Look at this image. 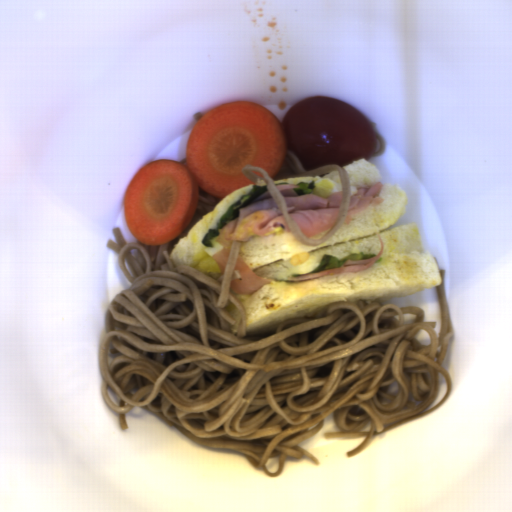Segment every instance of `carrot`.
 Here are the masks:
<instances>
[{
    "mask_svg": "<svg viewBox=\"0 0 512 512\" xmlns=\"http://www.w3.org/2000/svg\"><path fill=\"white\" fill-rule=\"evenodd\" d=\"M252 172H253L255 175H258V176H260V177H263V176H262V174H261V172H258V171H252ZM263 178H264V177H263Z\"/></svg>",
    "mask_w": 512,
    "mask_h": 512,
    "instance_id": "cead05ca",
    "label": "carrot"
},
{
    "mask_svg": "<svg viewBox=\"0 0 512 512\" xmlns=\"http://www.w3.org/2000/svg\"><path fill=\"white\" fill-rule=\"evenodd\" d=\"M287 153L277 115L264 105L234 100L198 119L186 142V165L160 159L130 179L122 204L127 229L143 245L160 246L178 237L196 209L198 190L224 199L253 184L243 169L262 168L277 176Z\"/></svg>",
    "mask_w": 512,
    "mask_h": 512,
    "instance_id": "b8716197",
    "label": "carrot"
}]
</instances>
